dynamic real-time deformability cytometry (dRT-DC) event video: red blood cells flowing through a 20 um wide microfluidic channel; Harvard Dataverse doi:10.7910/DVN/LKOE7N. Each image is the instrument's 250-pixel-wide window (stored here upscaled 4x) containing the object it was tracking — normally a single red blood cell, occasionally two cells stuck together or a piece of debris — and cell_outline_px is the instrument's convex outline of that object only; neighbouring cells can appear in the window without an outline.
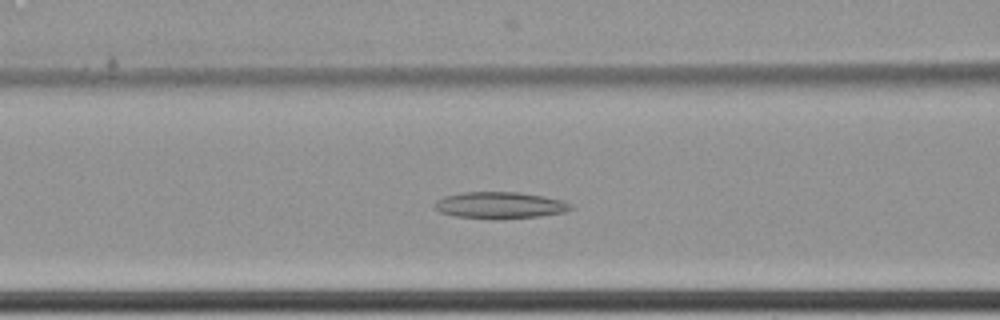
{"species": "common noctule bat (a hibernating species)", "species_latin": "Nyctalus noctula", "temperature_condition": "cold", "stored_images_in_passage": 68, "camera_frame_rate_fps": 3000, "um_per_image_px": 0.085, "animal": {"sex": "female", "body_mass_g": 22.7, "forearm_length_mm": 54.2}, "frame": {"image": 1, "passage_image": 33, "time_ms": 10.667, "image_size_px": [1000, 320], "cell_outline_px": [[576, 208], [564, 212], [540, 216], [500, 220], [492, 220], [456, 216], [440, 212], [436, 208], [436, 200], [444, 196], [464, 192], [520, 192], [544, 196], [564, 200], [572, 204]], "centroid_in_image_um": [42.56, 17.46], "position_along_channel_um": 124.0, "area_um2": 21.5}}
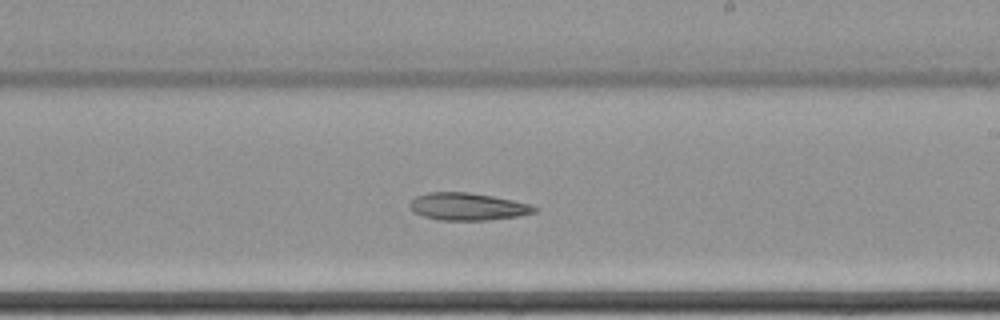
{"frame": {"image": 2, "passage_image": 44, "time_ms": 14.333, "image_size_px": [1000, 320], "cell_outline_px": [[540, 208], [536, 212], [516, 216], [488, 220], [440, 220], [424, 216], [412, 212], [408, 204], [416, 196], [428, 192], [468, 192], [492, 196], [532, 204]], "centroid_in_image_um": [39.75, 17.56], "position_along_channel_um": 249.3, "area_um2": 19.94}}
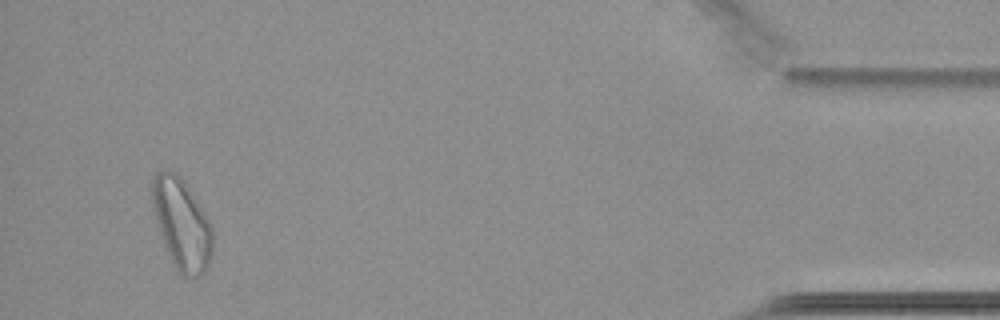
{"frame": {"image": 3, "passage_image": 65, "time_ms": 21.333, "image_size_px": [1000, 320], "cell_outline_px": [[212, 256], [204, 272], [200, 276], [188, 280], [184, 280], [176, 272], [160, 232], [152, 208], [152, 176], [156, 172], [164, 168], [168, 168], [176, 172], [184, 180], [212, 224]], "centroid_in_image_um": [15.45, 19.06], "position_along_channel_um": 419.8, "area_um2": 32.6}}